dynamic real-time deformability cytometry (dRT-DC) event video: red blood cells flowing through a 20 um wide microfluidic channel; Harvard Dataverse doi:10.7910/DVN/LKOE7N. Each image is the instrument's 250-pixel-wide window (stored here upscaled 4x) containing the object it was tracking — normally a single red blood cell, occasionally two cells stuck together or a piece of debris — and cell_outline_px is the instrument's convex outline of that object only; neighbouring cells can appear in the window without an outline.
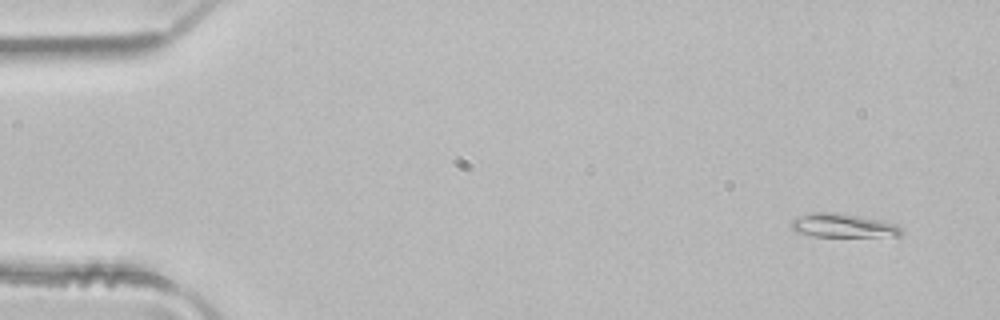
{"species": "common noctule bat (a hibernating species)", "species_latin": "Nyctalus noctula", "temperature_condition": "room temperature", "stored_images_in_passage": 3, "camera_frame_rate_fps": 3000, "um_per_image_px": 0.085, "animal": {"sex": "male", "body_mass_g": 21.5, "forearm_length_mm": 52.0}, "frame": {"image": 1, "passage_image": 1, "time_ms": 0.0, "image_size_px": [1000, 320], "cell_outline_px": [[904, 232], [900, 236], [812, 236], [796, 232], [792, 228], [792, 220], [800, 216], [812, 212], [836, 212], [884, 220], [896, 224]], "centroid_in_image_um": [71.69, 19.17], "position_along_channel_um": 13.3, "area_um2": 15.26}}
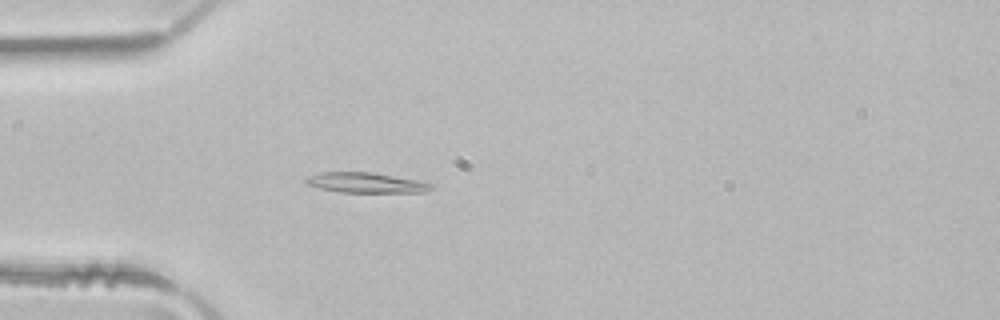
{"frame": {"image": 2, "passage_image": 3, "time_ms": 0.667, "image_size_px": [1000, 320], "cell_outline_px": [[432, 188], [428, 192], [340, 192], [320, 188], [308, 184], [304, 180], [308, 176], [320, 172], [372, 172], [416, 180], [432, 184]], "centroid_in_image_um": [31.09, 15.53], "position_along_channel_um": 53.9, "area_um2": 14.57}}